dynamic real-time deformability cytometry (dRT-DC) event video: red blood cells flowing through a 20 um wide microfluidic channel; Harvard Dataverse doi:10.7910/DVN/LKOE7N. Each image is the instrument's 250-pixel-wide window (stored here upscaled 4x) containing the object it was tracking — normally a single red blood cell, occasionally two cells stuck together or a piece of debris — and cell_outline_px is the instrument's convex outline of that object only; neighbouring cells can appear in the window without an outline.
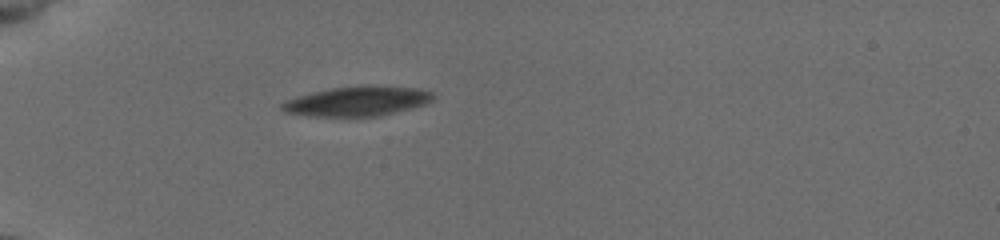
{"species": "common noctule bat (a hibernating species)", "species_latin": "Nyctalus noctula", "temperature_condition": "cold", "stored_images_in_passage": 39, "camera_frame_rate_fps": 3000, "um_per_image_px": 0.085, "animal": {"sex": "female", "body_mass_g": 19.5, "forearm_length_mm": 54.1}, "frame": {"image": 1, "passage_image": 1, "time_ms": 0.0, "image_size_px": [1000, 240], "cell_outline_px": [[432, 100], [424, 104], [412, 108], [376, 116], [316, 116], [288, 112], [280, 108], [280, 104], [296, 96], [312, 92], [332, 88], [360, 84], [368, 84], [416, 88], [432, 92]], "centroid_in_image_um": [30.38, 8.57], "position_along_channel_um": 54.6, "area_um2": 26.01}}
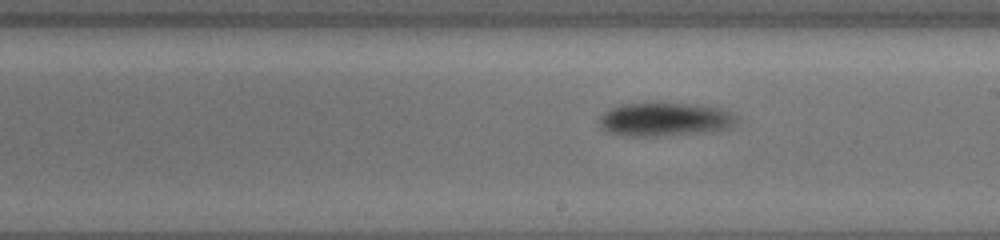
{"frame": {"image": 2, "passage_image": 17, "time_ms": 5.333, "image_size_px": [1000, 240], "cell_outline_px": [[736, 116], [728, 124], [720, 128], [656, 136], [624, 136], [612, 132], [604, 128], [600, 124], [600, 116], [608, 108], [620, 104], [692, 104], [716, 108], [728, 112]], "centroid_in_image_um": [56.31, 10.12], "position_along_channel_um": 232.7, "area_um2": 25.2}}
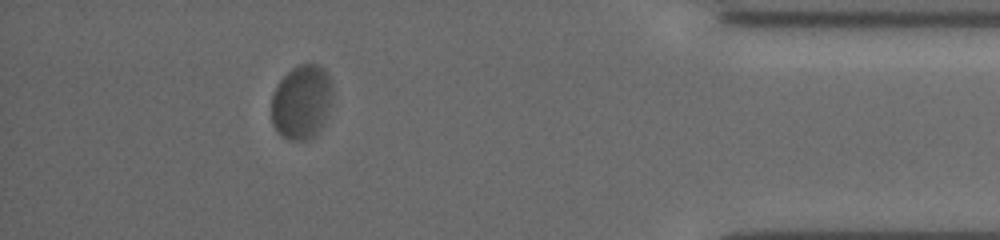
{"frame": {"image": 3, "passage_image": 34, "time_ms": 11.0, "image_size_px": [1000, 240], "cell_outline_px": [[332, 96], [320, 132], [304, 140], [288, 140], [276, 132], [272, 124], [272, 96], [280, 80], [292, 68], [300, 64], [320, 64], [328, 72], [332, 84]], "centroid_in_image_um": [25.64, 8.66], "position_along_channel_um": 409.6, "area_um2": 26.53}}